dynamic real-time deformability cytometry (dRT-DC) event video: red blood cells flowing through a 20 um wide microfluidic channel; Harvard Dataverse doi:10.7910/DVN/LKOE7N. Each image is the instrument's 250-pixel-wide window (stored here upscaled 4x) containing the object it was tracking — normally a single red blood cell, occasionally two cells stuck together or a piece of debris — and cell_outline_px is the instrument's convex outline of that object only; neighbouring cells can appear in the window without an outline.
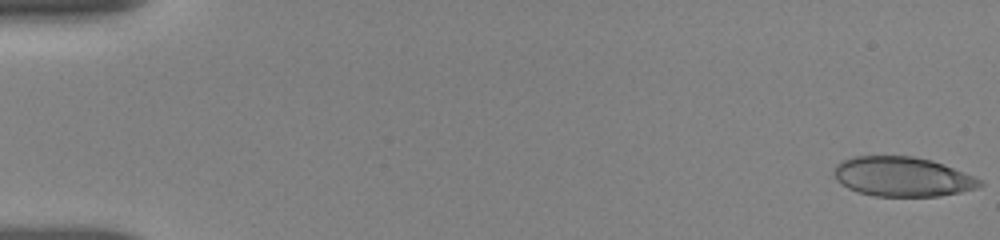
{"species": "human", "species_latin": "Homo sapiens", "temperature_condition": "room temperature", "stored_images_in_passage": 22, "camera_frame_rate_fps": 3000, "um_per_image_px": 0.085, "donor": {"sex": "female"}, "frame": {"image": 1, "passage_image": 1, "time_ms": 0.0, "image_size_px": [1000, 240], "cell_outline_px": [[984, 184], [976, 188], [960, 192], [940, 196], [872, 196], [856, 192], [840, 184], [836, 180], [832, 172], [832, 168], [840, 160], [852, 156], [912, 156], [932, 160], [964, 172], [980, 180]], "centroid_in_image_um": [76.62, 15.01], "position_along_channel_um": 8.4, "area_um2": 33.93}}
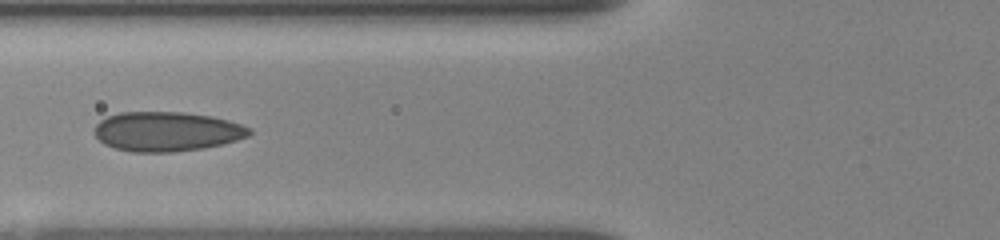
{"frame": {"image": 2, "passage_image": 15, "time_ms": 6.667, "image_size_px": [1000, 240], "cell_outline_px": [[252, 132], [248, 136], [224, 144], [204, 148], [172, 152], [132, 152], [116, 148], [104, 144], [92, 132], [96, 124], [100, 120], [108, 116], [120, 112], [184, 112], [212, 116], [228, 120], [252, 128]], "centroid_in_image_um": [14.18, 11.17], "position_along_channel_um": 111.6, "area_um2": 35.89}}
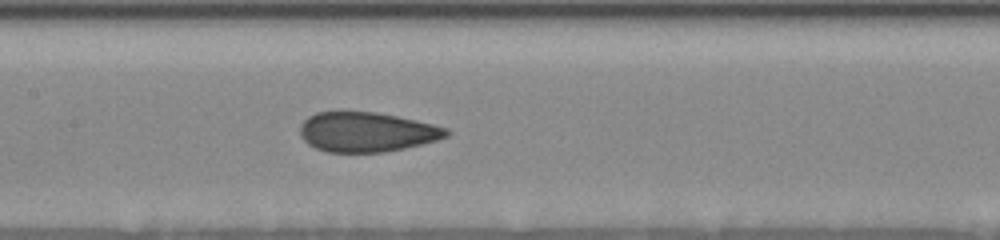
{"frame": {"image": 3, "passage_image": 21, "time_ms": 8.333, "image_size_px": [1000, 240], "cell_outline_px": [[452, 132], [448, 136], [436, 140], [404, 148], [384, 152], [328, 152], [316, 148], [308, 144], [300, 136], [300, 124], [308, 116], [316, 112], [340, 108], [376, 112], [396, 116], [432, 124], [448, 128]], "centroid_in_image_um": [31.11, 11.17], "position_along_channel_um": 176.3, "area_um2": 34.62}}